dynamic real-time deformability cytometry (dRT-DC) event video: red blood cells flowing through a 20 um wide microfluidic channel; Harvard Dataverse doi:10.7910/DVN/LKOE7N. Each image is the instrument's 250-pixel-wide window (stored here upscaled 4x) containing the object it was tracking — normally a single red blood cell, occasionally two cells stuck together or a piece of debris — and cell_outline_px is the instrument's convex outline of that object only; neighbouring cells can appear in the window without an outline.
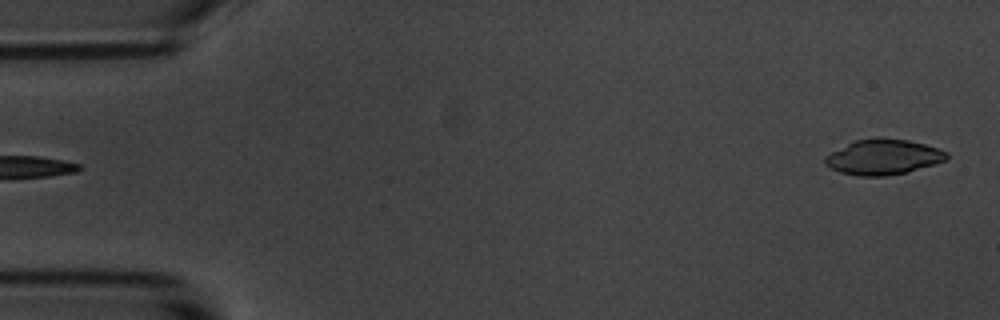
{"species": "common noctule bat (a hibernating species)", "species_latin": "Nyctalus noctula", "temperature_condition": "room temperature", "stored_images_in_passage": 5, "segment_of_instrument_passage": [2, 2], "camera_frame_rate_fps": 3000, "um_per_image_px": 0.085, "animal": {"sex": "male", "body_mass_g": 20.1, "forearm_length_mm": 53.5}, "frame": {"image": 1, "passage_image": 5, "time_ms": 5.667, "image_size_px": [1000, 320], "cell_outline_px": [[948, 160], [908, 172], [884, 176], [856, 176], [840, 172], [824, 164], [824, 156], [856, 140], [876, 136], [880, 136], [908, 140], [924, 144], [948, 152]], "centroid_in_image_um": [75.09, 13.34], "position_along_channel_um": 9.9, "area_um2": 25.2}}